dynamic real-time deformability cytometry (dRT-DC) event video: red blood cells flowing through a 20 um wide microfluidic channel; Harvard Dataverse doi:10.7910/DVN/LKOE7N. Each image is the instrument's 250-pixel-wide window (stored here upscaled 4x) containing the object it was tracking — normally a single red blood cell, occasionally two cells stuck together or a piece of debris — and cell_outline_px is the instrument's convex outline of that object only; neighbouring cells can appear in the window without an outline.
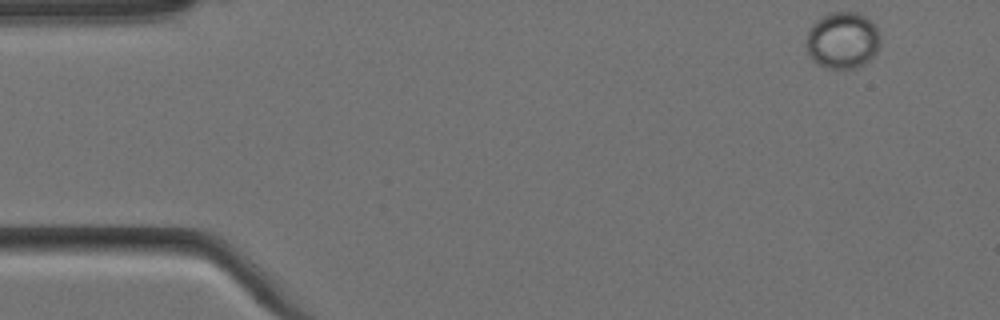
{"species": "Egyptian fruit bat (a non-hibernating species)", "species_latin": "Rousettus aegyptiacus", "temperature_condition": "cold", "stored_images_in_passage": 6, "camera_frame_rate_fps": 3000, "um_per_image_px": 0.085, "animal": {"sex": "female"}, "frame": {"image": 1, "passage_image": 1, "time_ms": 0.0, "image_size_px": [1000, 320], "cell_outline_px": [[880, 44], [876, 52], [864, 64], [856, 68], [828, 68], [816, 64], [812, 60], [804, 44], [804, 40], [812, 24], [816, 20], [828, 12], [856, 12], [872, 20], [876, 24], [880, 36]], "centroid_in_image_um": [71.6, 3.41], "position_along_channel_um": 13.4, "area_um2": 24.85}}
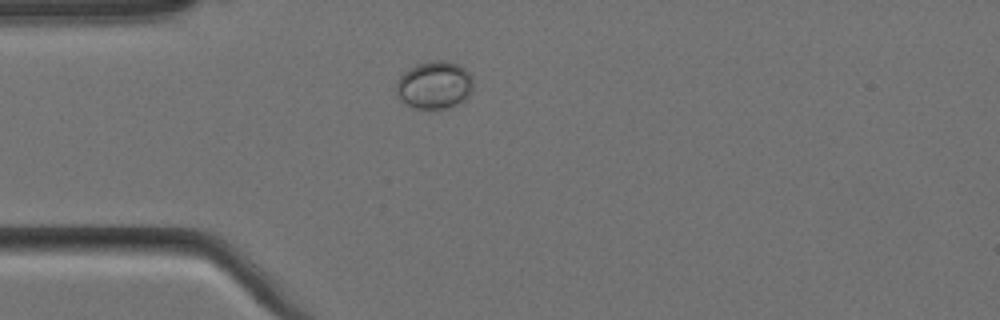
{"frame": {"image": 2, "passage_image": 4, "time_ms": 1.0, "image_size_px": [1000, 320], "cell_outline_px": [[472, 88], [468, 96], [460, 104], [444, 108], [416, 108], [400, 100], [396, 92], [396, 80], [404, 72], [416, 64], [428, 60], [448, 60], [460, 64], [468, 72], [472, 80]], "centroid_in_image_um": [36.92, 7.2], "position_along_channel_um": 48.1, "area_um2": 21.5}}